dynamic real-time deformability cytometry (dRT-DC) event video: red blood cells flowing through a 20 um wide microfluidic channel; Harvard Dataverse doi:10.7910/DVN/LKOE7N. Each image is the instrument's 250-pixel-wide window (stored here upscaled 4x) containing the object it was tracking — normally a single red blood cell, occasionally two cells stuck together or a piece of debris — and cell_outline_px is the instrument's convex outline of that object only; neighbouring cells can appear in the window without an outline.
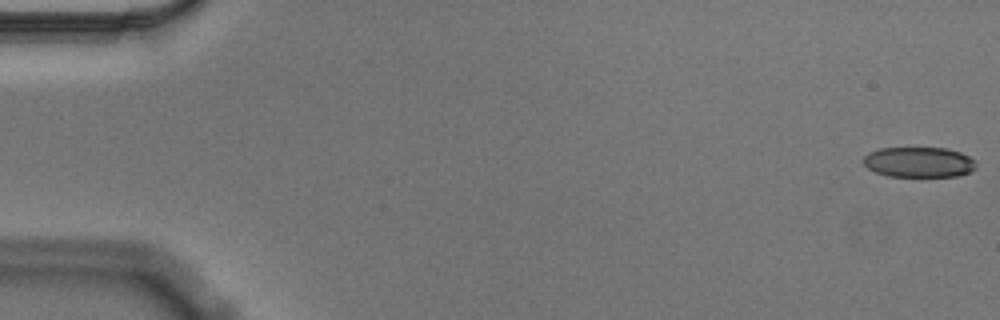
{"species": "Egyptian fruit bat (a non-hibernating species)", "species_latin": "Rousettus aegyptiacus", "temperature_condition": "cold", "stored_images_in_passage": 56, "camera_frame_rate_fps": 3000, "um_per_image_px": 0.085, "animal": {"sex": "male"}, "frame": {"image": 1, "passage_image": 1, "time_ms": 0.0, "image_size_px": [1000, 320], "cell_outline_px": [[976, 168], [972, 172], [956, 176], [888, 176], [876, 172], [868, 168], [864, 164], [864, 156], [868, 152], [880, 148], [948, 148], [960, 152], [976, 160]], "centroid_in_image_um": [78.14, 13.78], "position_along_channel_um": 6.9, "area_um2": 20.0}}
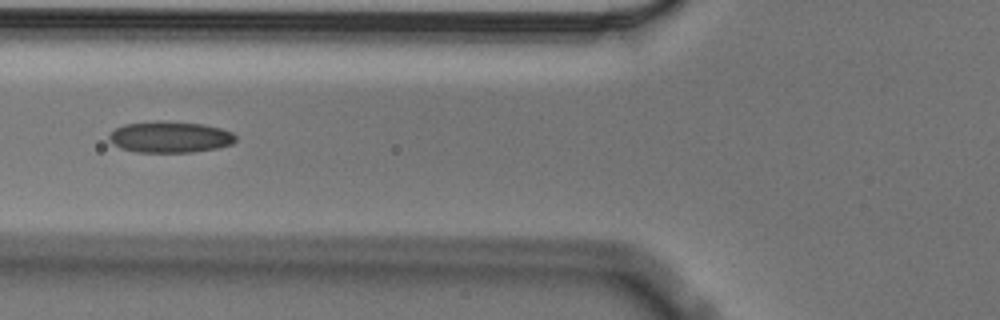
{"frame": {"image": 2, "passage_image": 22, "time_ms": 7.0, "image_size_px": [1000, 320], "cell_outline_px": [[236, 140], [232, 144], [216, 148], [192, 152], [136, 152], [120, 148], [112, 144], [108, 140], [108, 136], [116, 128], [124, 124], [156, 120], [160, 120], [204, 124], [220, 128], [232, 132], [236, 136]], "centroid_in_image_um": [14.43, 11.64], "position_along_channel_um": 111.4, "area_um2": 23.29}}
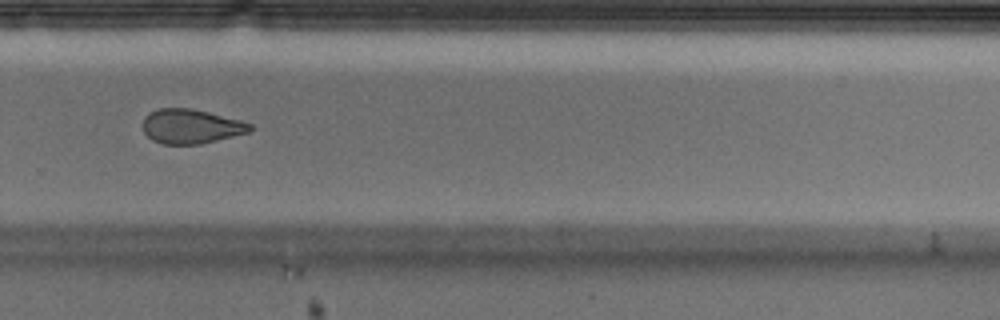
{"frame": {"image": 3, "passage_image": 39, "time_ms": 12.667, "image_size_px": [1000, 320], "cell_outline_px": [[252, 132], [200, 144], [164, 144], [152, 140], [144, 132], [144, 116], [148, 112], [160, 108], [188, 108], [208, 112], [240, 120], [252, 124]], "centroid_in_image_um": [16.25, 10.74], "position_along_channel_um": 313.6, "area_um2": 21.5}, "authors_computed_cell_mechanics": {"area_um2": 22.7154, "velocity_mm_per_s": 3.5704, "shape_relaxation_time_tau1_ms": 7.9122, "shape_relaxation_time_tau2_ms": 4.1156, "deformation_change_tau1": 0.156, "deformation_change_tau2": 0.1098}}